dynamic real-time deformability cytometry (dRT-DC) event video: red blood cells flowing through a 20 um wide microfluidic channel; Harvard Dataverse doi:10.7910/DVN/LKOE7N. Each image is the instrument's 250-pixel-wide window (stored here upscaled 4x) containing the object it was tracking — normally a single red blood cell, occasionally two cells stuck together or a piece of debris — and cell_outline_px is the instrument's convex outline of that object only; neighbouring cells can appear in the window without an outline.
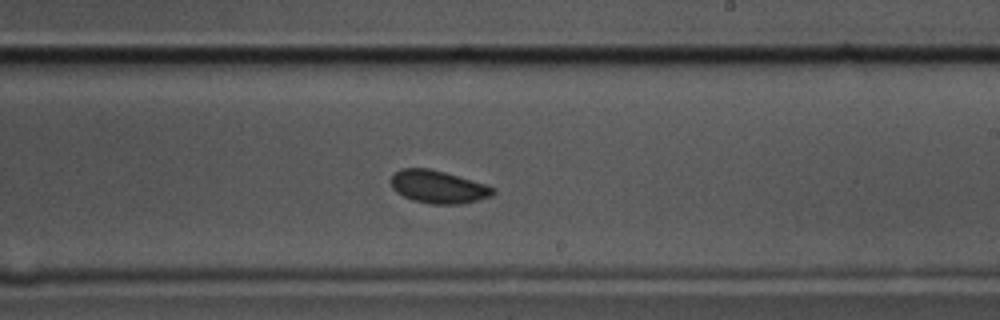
{"species": "common noctule bat (a hibernating species)", "species_latin": "Nyctalus noctula", "temperature_condition": "cold", "stored_images_in_passage": 51, "segment_of_instrument_passage": [1, 2], "camera_frame_rate_fps": 3000, "um_per_image_px": 0.085, "animal": {"sex": "male", "body_mass_g": 17.5, "forearm_length_mm": 52.3}, "frame": {"image": 1, "passage_image": 27, "time_ms": 8.667, "image_size_px": [1000, 320], "cell_outline_px": [[496, 192], [492, 196], [460, 204], [428, 204], [412, 200], [396, 192], [392, 188], [392, 176], [400, 168], [428, 168], [444, 172], [484, 184], [496, 188]], "centroid_in_image_um": [37.24, 15.89], "position_along_channel_um": 251.8, "area_um2": 19.36}}
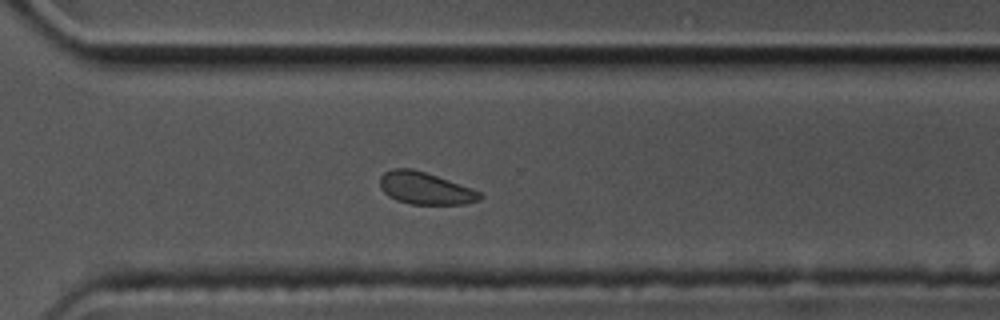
{"frame": {"image": 2, "passage_image": 34, "time_ms": 11.0, "image_size_px": [1000, 320], "cell_outline_px": [[484, 196], [480, 200], [464, 204], [412, 204], [396, 200], [388, 196], [380, 188], [380, 176], [384, 172], [392, 168], [412, 168], [472, 188], [480, 192]], "centroid_in_image_um": [36.13, 16.0], "position_along_channel_um": 334.5, "area_um2": 18.73}}
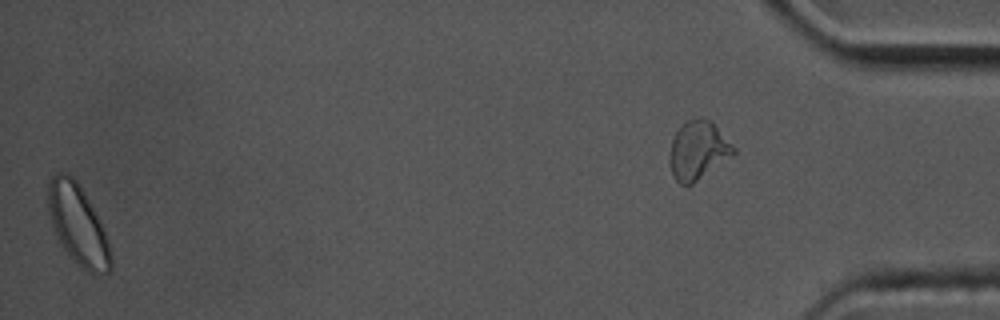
{"frame": {"image": 3, "passage_image": 50, "time_ms": 16.333, "image_size_px": [1000, 320], "cell_outline_px": [[112, 272], [88, 272], [64, 248], [52, 224], [48, 212], [48, 184], [52, 176], [56, 172], [68, 172], [80, 184], [108, 240], [112, 256]], "centroid_in_image_um": [6.62, 19.05], "position_along_channel_um": 428.6, "area_um2": 28.38}}